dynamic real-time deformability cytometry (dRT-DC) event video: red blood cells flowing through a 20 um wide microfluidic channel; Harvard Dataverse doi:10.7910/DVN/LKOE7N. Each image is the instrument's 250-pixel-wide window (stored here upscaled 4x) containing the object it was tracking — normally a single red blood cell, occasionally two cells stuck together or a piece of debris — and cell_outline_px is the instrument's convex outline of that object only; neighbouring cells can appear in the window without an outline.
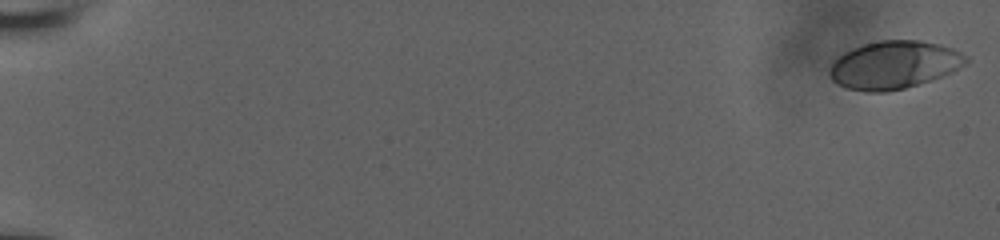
{"species": "human", "species_latin": "Homo sapiens", "temperature_condition": "room temperature", "stored_images_in_passage": 56, "camera_frame_rate_fps": 3000, "um_per_image_px": 0.085, "donor": {"sex": "male"}, "frame": {"image": 1, "passage_image": 1, "time_ms": 0.0, "image_size_px": [1000, 240], "cell_outline_px": [[968, 64], [952, 72], [932, 80], [904, 88], [884, 92], [864, 92], [848, 88], [836, 84], [832, 80], [828, 72], [832, 64], [844, 52], [852, 48], [864, 44], [880, 40], [920, 40], [940, 44], [952, 48], [968, 56]], "centroid_in_image_um": [76.02, 5.52], "position_along_channel_um": 9.0, "area_um2": 38.21}}
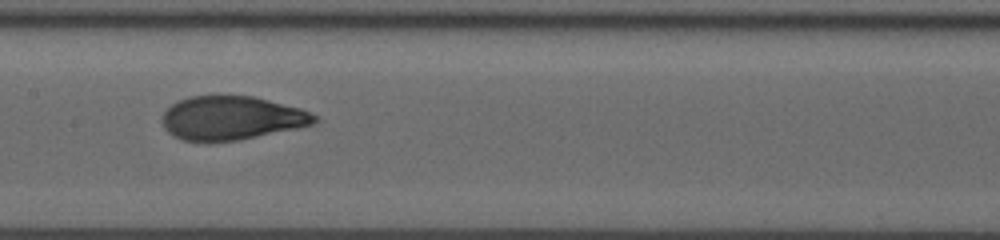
{"frame": {"image": 2, "passage_image": 31, "time_ms": 10.0, "image_size_px": [1000, 240], "cell_outline_px": [[320, 116], [312, 124], [296, 128], [236, 140], [204, 144], [184, 140], [168, 132], [164, 128], [160, 120], [160, 116], [176, 100], [192, 96], [252, 96], [300, 108]], "centroid_in_image_um": [19.61, 10.05], "position_along_channel_um": 187.8, "area_um2": 39.02}}
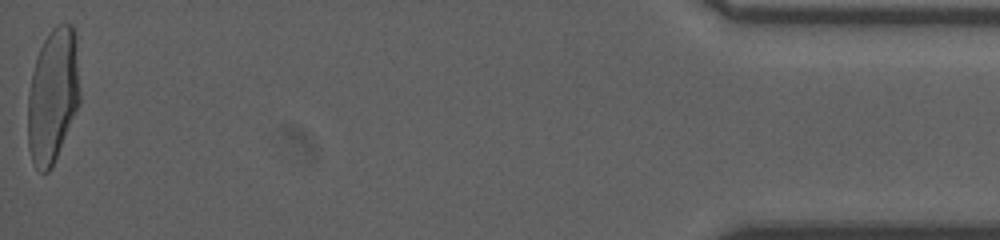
{"frame": {"image": 3, "passage_image": 56, "time_ms": 18.333, "image_size_px": [1000, 240], "cell_outline_px": [[80, 104], [52, 168], [48, 172], [40, 172], [36, 168], [32, 160], [28, 148], [28, 96], [32, 72], [36, 56], [44, 40], [52, 28], [56, 24], [72, 24], [76, 36], [80, 92]], "centroid_in_image_um": [4.5, 8.14], "position_along_channel_um": 430.7, "area_um2": 41.21}, "authors_computed_cell_mechanics": {"area_um2": 38.9572, "velocity_mm_per_s": 3.943, "shape_relaxation_time_tau1_ms": 5.8619, "shape_relaxation_time_tau2_ms": null, "deformation_change_tau1": 0.2526, "deformation_change_tau2": null}}